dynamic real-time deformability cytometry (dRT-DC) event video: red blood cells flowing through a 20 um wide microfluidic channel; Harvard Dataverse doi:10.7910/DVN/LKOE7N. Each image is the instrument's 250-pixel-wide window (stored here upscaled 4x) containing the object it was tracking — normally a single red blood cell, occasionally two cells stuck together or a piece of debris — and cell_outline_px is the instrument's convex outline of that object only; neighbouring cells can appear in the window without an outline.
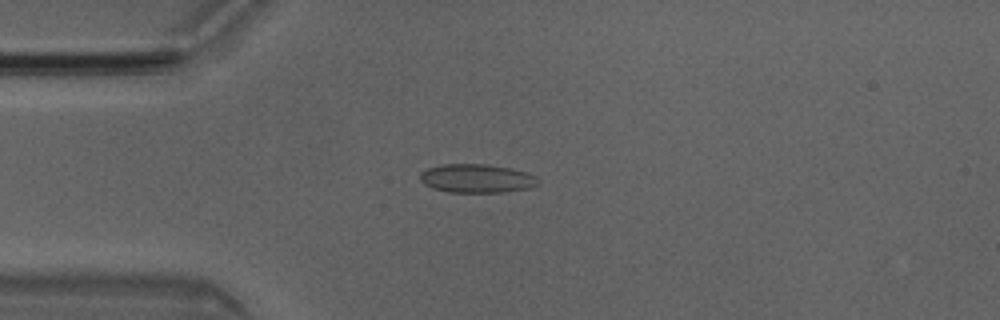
{"species": "Egyptian fruit bat (a non-hibernating species)", "species_latin": "Rousettus aegyptiacus", "temperature_condition": "room temperature", "stored_images_in_passage": 4, "camera_frame_rate_fps": 3000, "um_per_image_px": 0.085, "animal": {"sex": "male"}, "frame": {"image": 1, "passage_image": 4, "time_ms": 1.0, "image_size_px": [1000, 320], "cell_outline_px": [[540, 184], [528, 188], [504, 192], [448, 192], [432, 188], [424, 184], [420, 180], [420, 172], [428, 168], [440, 164], [484, 164], [512, 168], [528, 172], [536, 176], [540, 180]], "centroid_in_image_um": [40.54, 15.16], "position_along_channel_um": 44.5, "area_um2": 19.94}}